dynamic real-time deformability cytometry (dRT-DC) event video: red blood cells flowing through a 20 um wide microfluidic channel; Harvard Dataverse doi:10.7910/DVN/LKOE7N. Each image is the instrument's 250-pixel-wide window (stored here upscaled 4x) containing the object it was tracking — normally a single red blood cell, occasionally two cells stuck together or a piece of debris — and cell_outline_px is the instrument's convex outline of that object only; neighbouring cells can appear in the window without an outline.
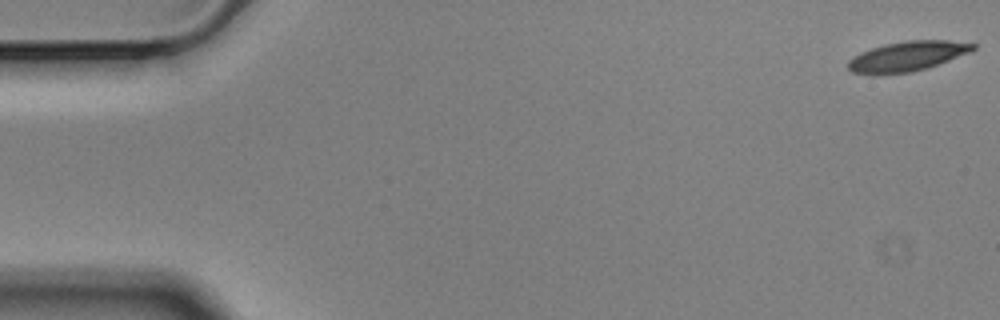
{"species": "Egyptian fruit bat (a non-hibernating species)", "species_latin": "Rousettus aegyptiacus", "temperature_condition": "cold", "stored_images_in_passage": 57, "camera_frame_rate_fps": 3000, "um_per_image_px": 0.085, "animal": {"sex": "male"}, "frame": {"image": 1, "passage_image": 1, "time_ms": 0.0, "image_size_px": [1000, 320], "cell_outline_px": [[976, 48], [968, 52], [928, 68], [912, 72], [876, 76], [872, 76], [852, 72], [848, 68], [848, 60], [860, 52], [884, 44], [904, 40], [948, 40], [976, 44]], "centroid_in_image_um": [77.05, 4.8], "position_along_channel_um": 8.0, "area_um2": 22.02}}
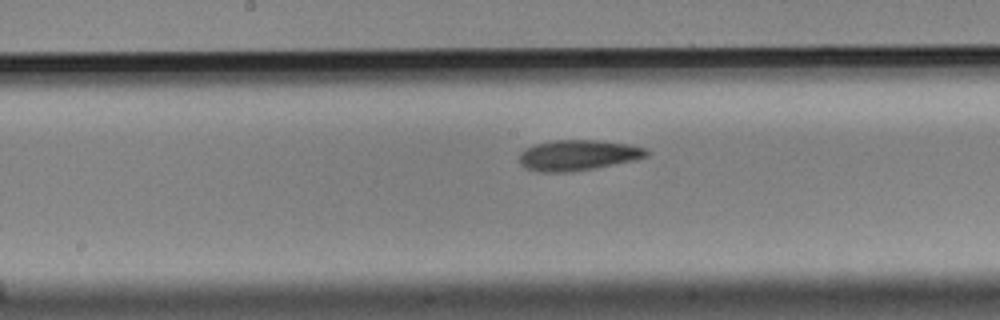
{"frame": {"image": 2, "passage_image": 29, "time_ms": 9.333, "image_size_px": [1000, 320], "cell_outline_px": [[652, 152], [648, 156], [636, 160], [596, 168], [572, 172], [540, 172], [524, 168], [520, 164], [520, 152], [524, 148], [536, 144], [556, 140], [596, 140], [628, 144], [648, 148]], "centroid_in_image_um": [49.17, 13.2], "position_along_channel_um": 199.0, "area_um2": 23.0}}
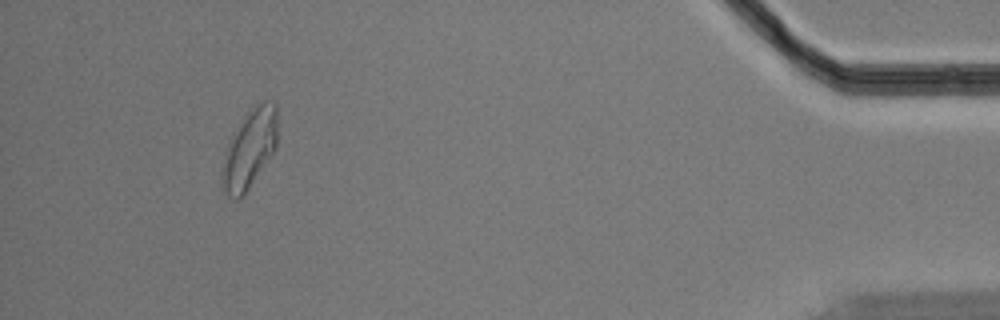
{"frame": {"image": 3, "passage_image": 53, "time_ms": 17.333, "image_size_px": [1000, 320], "cell_outline_px": [[276, 148], [244, 196], [236, 200], [228, 196], [224, 192], [220, 184], [220, 168], [224, 152], [228, 140], [232, 132], [252, 104], [264, 100], [276, 104]], "centroid_in_image_um": [21.14, 12.67], "position_along_channel_um": 414.1, "area_um2": 26.18}, "authors_computed_cell_mechanics": {"area_um2": 22.253, "velocity_mm_per_s": 3.5003, "shape_relaxation_time_tau1_ms": 5.2489, "shape_relaxation_time_tau2_ms": 4.3288, "deformation_change_tau1": 0.1663, "deformation_change_tau2": 0.1173}}